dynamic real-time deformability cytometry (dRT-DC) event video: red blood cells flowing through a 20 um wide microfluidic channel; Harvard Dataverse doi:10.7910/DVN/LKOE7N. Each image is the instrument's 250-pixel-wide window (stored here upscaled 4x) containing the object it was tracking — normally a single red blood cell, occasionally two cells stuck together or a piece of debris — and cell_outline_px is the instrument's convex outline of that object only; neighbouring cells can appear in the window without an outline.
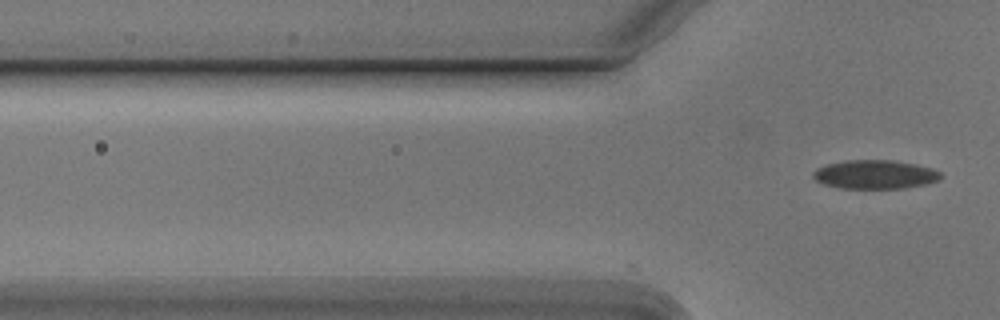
{"species": "Egyptian fruit bat (a non-hibernating species)", "species_latin": "Rousettus aegyptiacus", "temperature_condition": "cold", "stored_images_in_passage": 4, "camera_frame_rate_fps": 3000, "um_per_image_px": 0.085, "animal": {"sex": "male"}, "frame": {"image": 1, "passage_image": 4, "time_ms": 1.0, "image_size_px": [1000, 320], "cell_outline_px": [[940, 180], [928, 184], [904, 188], [840, 188], [824, 184], [816, 180], [812, 176], [812, 172], [816, 168], [828, 164], [844, 160], [892, 160], [932, 168], [940, 172]], "centroid_in_image_um": [74.36, 14.83], "position_along_channel_um": 51.4, "area_um2": 21.39}}